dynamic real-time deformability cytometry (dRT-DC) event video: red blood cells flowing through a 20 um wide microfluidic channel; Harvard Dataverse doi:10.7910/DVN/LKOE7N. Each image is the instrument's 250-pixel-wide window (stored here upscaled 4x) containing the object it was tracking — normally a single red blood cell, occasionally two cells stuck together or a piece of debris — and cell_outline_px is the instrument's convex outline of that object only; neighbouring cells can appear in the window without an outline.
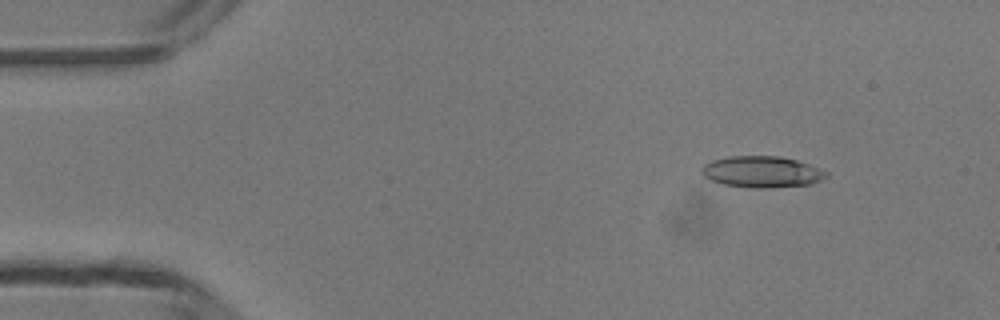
{"species": "common noctule bat (a hibernating species)", "species_latin": "Nyctalus noctula", "temperature_condition": "room temperature", "stored_images_in_passage": 49, "camera_frame_rate_fps": 3000, "um_per_image_px": 0.085, "animal": {"sex": "male", "body_mass_g": 13.3}, "frame": {"image": 1, "passage_image": 6, "time_ms": 1.667, "image_size_px": [1000, 320], "cell_outline_px": [[828, 176], [812, 184], [764, 188], [752, 188], [724, 184], [712, 180], [704, 176], [700, 172], [700, 168], [704, 164], [712, 160], [728, 156], [780, 156], [796, 160], [808, 164], [828, 172]], "centroid_in_image_um": [64.74, 14.6], "position_along_channel_um": 20.3, "area_um2": 22.72}}
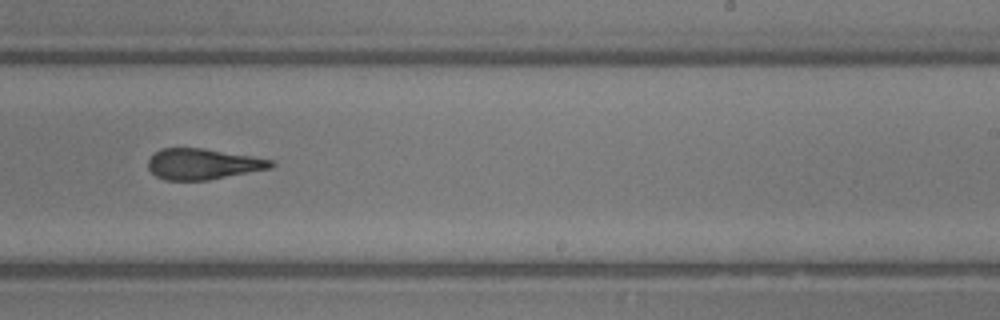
{"frame": {"image": 2, "passage_image": 30, "time_ms": 9.667, "image_size_px": [1000, 320], "cell_outline_px": [[276, 164], [272, 168], [208, 180], [164, 180], [156, 176], [148, 168], [148, 160], [160, 148], [204, 148], [252, 156], [272, 160]], "centroid_in_image_um": [17.26, 13.94], "position_along_channel_um": 271.7, "area_um2": 22.08}}
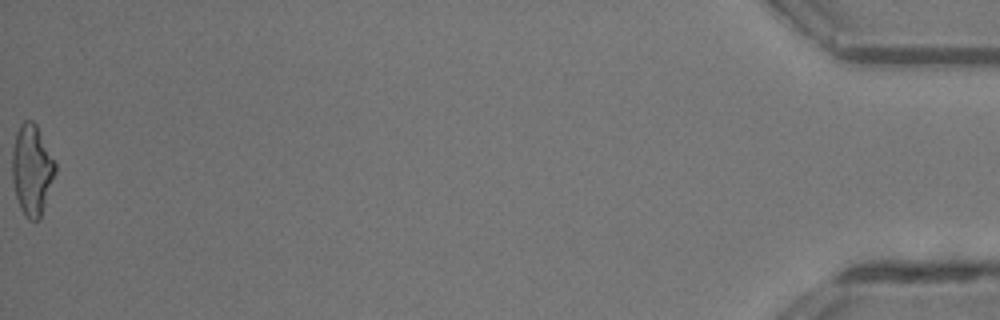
{"frame": {"image": 3, "passage_image": 49, "time_ms": 16.0, "image_size_px": [1000, 320], "cell_outline_px": [[56, 172], [40, 216], [36, 220], [28, 220], [24, 216], [20, 208], [16, 196], [12, 180], [12, 152], [16, 132], [20, 124], [24, 120], [32, 120], [36, 124], [56, 164]], "centroid_in_image_um": [2.69, 14.42], "position_along_channel_um": 432.5, "area_um2": 22.54}, "authors_computed_cell_mechanics": {"area_um2": 22.542, "velocity_mm_per_s": 4.2354, "shape_relaxation_time_tau1_ms": 7.2937, "shape_relaxation_time_tau2_ms": 2.5505, "deformation_change_tau1": 0.2107, "deformation_change_tau2": 0.1383}}